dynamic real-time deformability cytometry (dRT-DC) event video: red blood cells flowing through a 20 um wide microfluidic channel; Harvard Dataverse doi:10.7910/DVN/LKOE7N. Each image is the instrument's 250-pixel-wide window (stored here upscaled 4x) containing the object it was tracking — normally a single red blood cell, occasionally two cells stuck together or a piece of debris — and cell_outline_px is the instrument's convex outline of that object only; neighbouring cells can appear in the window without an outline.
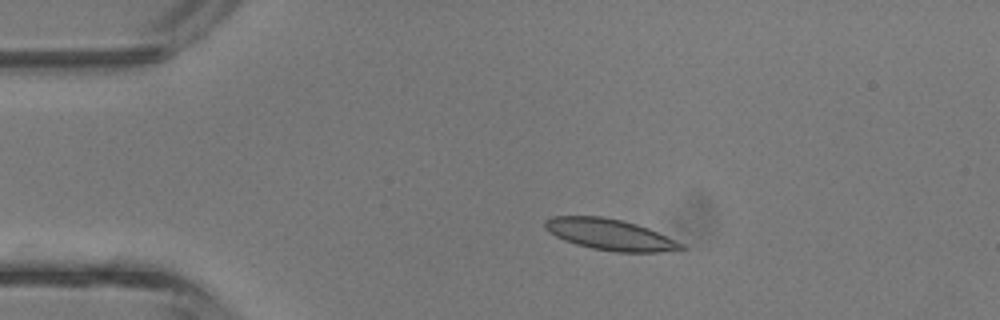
{"species": "common noctule bat (a hibernating species)", "species_latin": "Nyctalus noctula", "temperature_condition": "room temperature", "stored_images_in_passage": 27, "camera_frame_rate_fps": 3000, "um_per_image_px": 0.085, "animal": {"sex": "male", "body_mass_g": 13.3}, "frame": {"image": 1, "passage_image": 1, "time_ms": 0.0, "image_size_px": [1000, 320], "cell_outline_px": [[688, 248], [660, 252], [616, 252], [592, 248], [576, 244], [564, 240], [548, 232], [544, 228], [544, 220], [552, 216], [600, 216], [624, 220], [648, 228], [684, 244]], "centroid_in_image_um": [51.82, 19.93], "position_along_channel_um": 33.2, "area_um2": 24.74}}
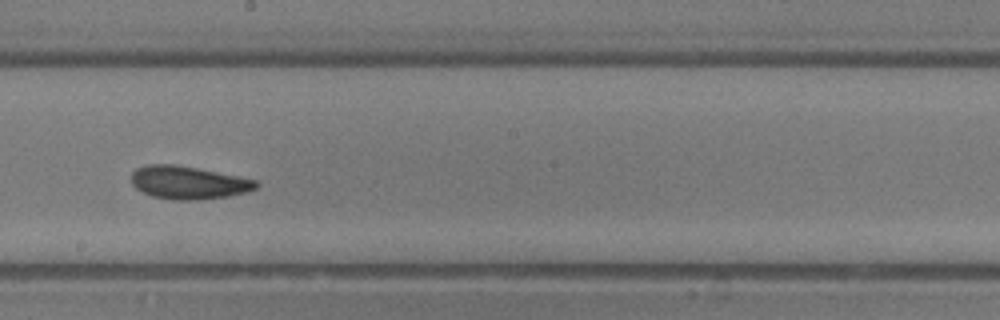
{"frame": {"image": 2, "passage_image": 16, "time_ms": 5.0, "image_size_px": [1000, 320], "cell_outline_px": [[260, 184], [256, 188], [248, 192], [228, 196], [196, 200], [172, 200], [152, 196], [136, 188], [132, 184], [132, 172], [136, 168], [148, 164], [176, 164], [240, 176], [256, 180]], "centroid_in_image_um": [16.03, 15.51], "position_along_channel_um": 232.2, "area_um2": 24.1}}
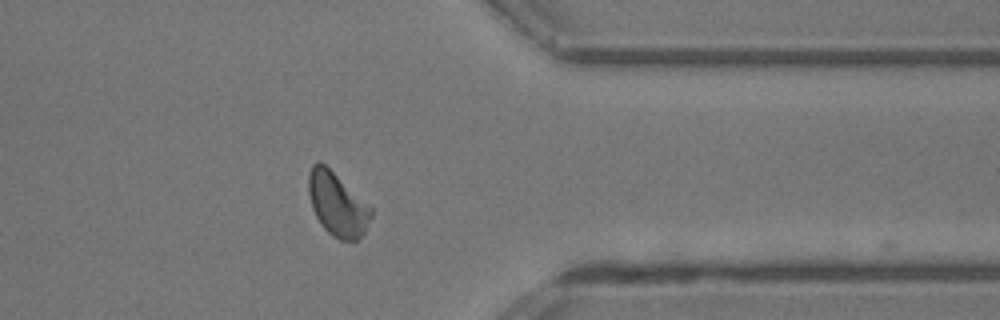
{"frame": {"image": 3, "passage_image": 26, "time_ms": 8.333, "image_size_px": [1000, 320], "cell_outline_px": [[372, 216], [364, 232], [356, 240], [340, 240], [332, 236], [320, 224], [312, 208], [308, 192], [308, 172], [312, 164], [320, 160], [372, 208]], "centroid_in_image_um": [28.64, 17.36], "position_along_channel_um": 382.8, "area_um2": 22.95}}